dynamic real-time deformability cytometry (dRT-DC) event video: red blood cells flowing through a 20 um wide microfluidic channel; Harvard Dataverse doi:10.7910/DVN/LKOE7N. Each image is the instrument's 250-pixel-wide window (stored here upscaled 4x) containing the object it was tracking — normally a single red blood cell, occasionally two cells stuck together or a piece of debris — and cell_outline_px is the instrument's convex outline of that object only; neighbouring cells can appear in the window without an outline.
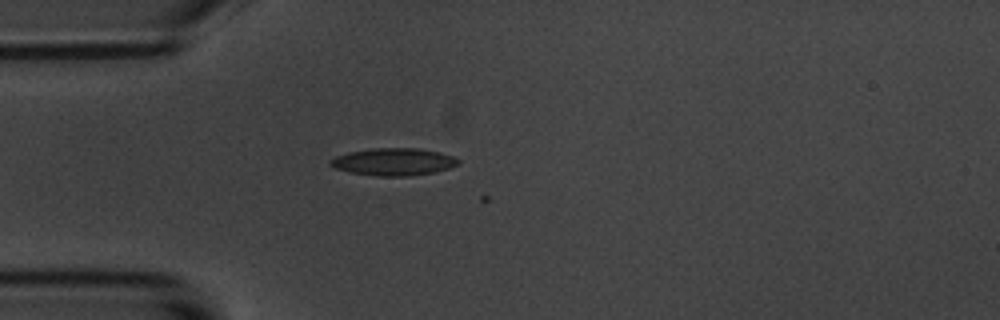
{"species": "common noctule bat (a hibernating species)", "species_latin": "Nyctalus noctula", "temperature_condition": "room temperature", "stored_images_in_passage": 6, "camera_frame_rate_fps": 3000, "um_per_image_px": 0.085, "animal": {"sex": "male", "body_mass_g": 20.1, "forearm_length_mm": 53.5}, "frame": {"image": 1, "passage_image": 5, "time_ms": 1.333, "image_size_px": [1000, 320], "cell_outline_px": [[460, 164], [448, 168], [432, 172], [408, 176], [376, 176], [348, 172], [336, 168], [328, 164], [328, 160], [336, 156], [348, 152], [372, 148], [416, 148], [436, 152], [452, 156], [460, 160]], "centroid_in_image_um": [33.4, 13.75], "position_along_channel_um": 51.6, "area_um2": 20.29}}